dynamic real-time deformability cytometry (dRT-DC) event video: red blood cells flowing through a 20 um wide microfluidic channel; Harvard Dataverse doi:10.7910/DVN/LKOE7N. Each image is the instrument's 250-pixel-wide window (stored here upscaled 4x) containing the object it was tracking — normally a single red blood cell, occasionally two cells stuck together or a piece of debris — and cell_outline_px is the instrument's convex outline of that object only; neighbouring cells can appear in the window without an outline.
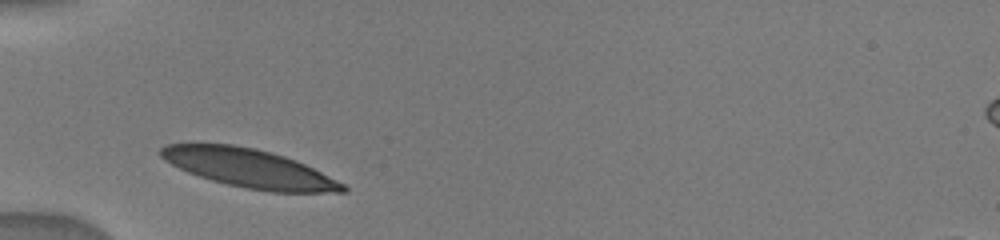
{"species": "human", "species_latin": "Homo sapiens", "temperature_condition": "warm", "stored_images_in_passage": 4, "camera_frame_rate_fps": 3000, "um_per_image_px": 0.085, "donor": {"sex": "male"}, "frame": {"image": 1, "passage_image": 1, "time_ms": 0.0, "image_size_px": [1000, 240], "cell_outline_px": [[348, 192], [268, 192], [244, 188], [212, 180], [188, 172], [164, 160], [160, 156], [160, 148], [164, 144], [232, 144], [252, 148], [284, 156], [296, 160], [344, 184], [348, 188]], "centroid_in_image_um": [21.17, 14.31], "position_along_channel_um": 63.8, "area_um2": 40.4}}
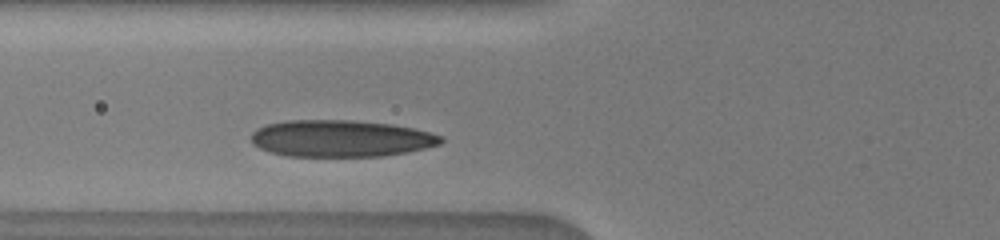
{"frame": {"image": 2, "passage_image": 4, "time_ms": 1.0, "image_size_px": [1000, 240], "cell_outline_px": [[444, 140], [440, 144], [408, 152], [380, 156], [288, 156], [272, 152], [260, 148], [252, 144], [252, 132], [256, 128], [268, 124], [288, 120], [352, 120], [392, 124], [412, 128], [444, 136]], "centroid_in_image_um": [28.97, 11.76], "position_along_channel_um": 96.8, "area_um2": 40.63}}